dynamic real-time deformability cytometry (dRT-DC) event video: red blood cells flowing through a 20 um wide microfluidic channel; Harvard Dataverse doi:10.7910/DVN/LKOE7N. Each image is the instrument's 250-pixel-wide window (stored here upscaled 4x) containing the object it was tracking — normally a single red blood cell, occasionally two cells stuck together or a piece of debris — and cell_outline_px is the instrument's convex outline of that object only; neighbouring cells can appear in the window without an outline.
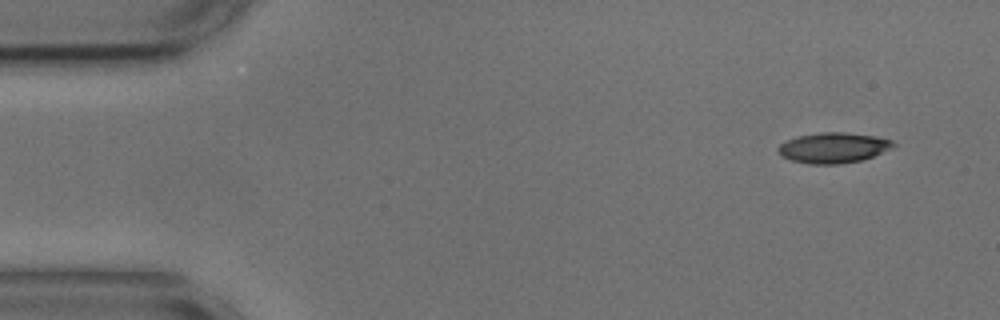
{"species": "common noctule bat (a hibernating species)", "species_latin": "Nyctalus noctula", "temperature_condition": "cold", "stored_images_in_passage": 4, "camera_frame_rate_fps": 3000, "um_per_image_px": 0.085, "animal": {"sex": "male", "body_mass_g": 17.9, "forearm_length_mm": 54.2}, "frame": {"image": 1, "passage_image": 1, "time_ms": 0.0, "image_size_px": [1000, 320], "cell_outline_px": [[896, 144], [892, 148], [872, 156], [860, 160], [840, 164], [808, 164], [792, 160], [780, 156], [776, 148], [780, 144], [796, 136], [820, 132], [848, 132], [876, 136], [892, 140]], "centroid_in_image_um": [70.81, 12.55], "position_along_channel_um": 14.2, "area_um2": 20.52}}